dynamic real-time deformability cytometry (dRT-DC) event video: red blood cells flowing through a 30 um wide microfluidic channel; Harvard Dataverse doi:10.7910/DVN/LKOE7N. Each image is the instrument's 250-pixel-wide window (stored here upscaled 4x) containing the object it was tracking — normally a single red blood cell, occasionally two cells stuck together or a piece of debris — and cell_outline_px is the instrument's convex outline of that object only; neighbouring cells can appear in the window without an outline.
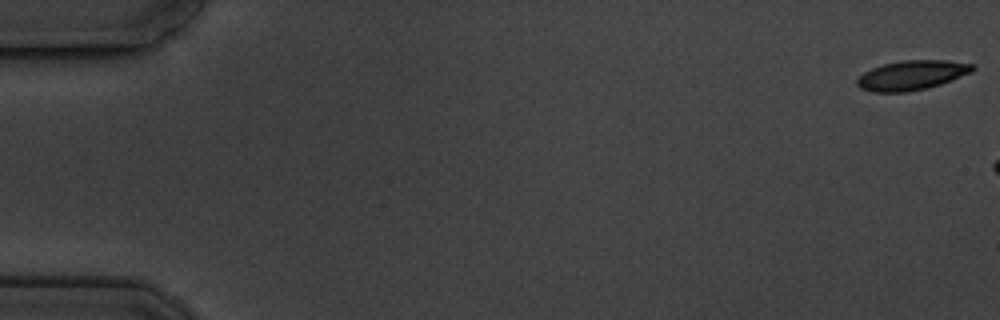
{"species": "common noctule bat (a hibernating species)", "species_latin": "Nyctalus noctula", "temperature_condition": "cold", "stored_images_in_passage": 4, "camera_frame_rate_fps": 3000, "um_per_image_px": 0.085, "animal": {"sex": "male", "body_mass_g": 19.5, "forearm_length_mm": 54.6}, "frame": {"image": 1, "passage_image": 1, "time_ms": 0.0, "image_size_px": [1000, 320], "cell_outline_px": [[976, 68], [972, 72], [940, 84], [908, 92], [872, 92], [860, 88], [856, 84], [856, 80], [864, 72], [872, 68], [884, 64], [904, 60], [944, 60], [972, 64]], "centroid_in_image_um": [77.48, 6.39], "position_along_channel_um": 7.5, "area_um2": 19.71}}